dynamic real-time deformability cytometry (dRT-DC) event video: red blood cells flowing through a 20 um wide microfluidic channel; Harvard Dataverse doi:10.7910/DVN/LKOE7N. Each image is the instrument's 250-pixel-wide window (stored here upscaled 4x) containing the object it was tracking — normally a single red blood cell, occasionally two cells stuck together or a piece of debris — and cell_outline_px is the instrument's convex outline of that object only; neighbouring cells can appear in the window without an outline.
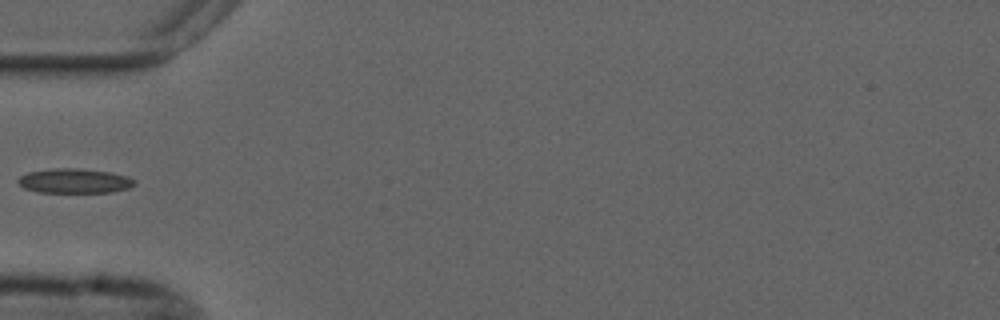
{"species": "common noctule bat (a hibernating species)", "species_latin": "Nyctalus noctula", "temperature_condition": "cold", "stored_images_in_passage": 8, "camera_frame_rate_fps": 3000, "um_per_image_px": 0.085, "animal": {"sex": "male", "forearm_length_mm": 52.5}, "frame": {"image": 1, "passage_image": 1, "time_ms": 0.0, "image_size_px": [1000, 320], "cell_outline_px": [[136, 184], [128, 188], [112, 192], [36, 192], [24, 188], [16, 180], [20, 176], [28, 172], [56, 168], [80, 168], [112, 172], [128, 176], [136, 180]], "centroid_in_image_um": [6.36, 15.37], "position_along_channel_um": 78.6, "area_um2": 16.82}}
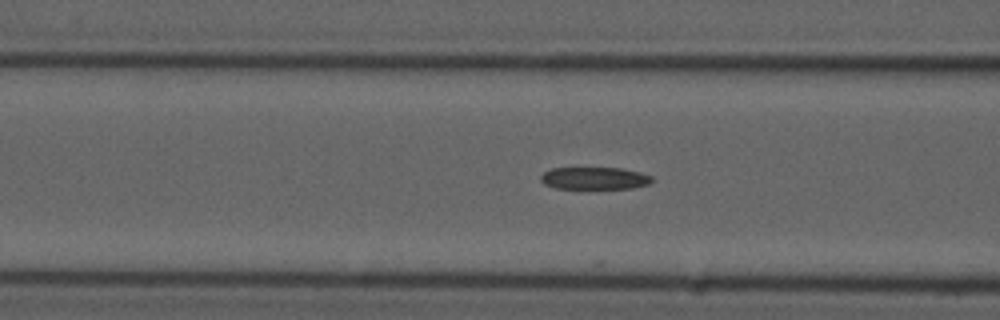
{"frame": {"image": 2, "passage_image": 4, "time_ms": 1.0, "image_size_px": [1000, 320], "cell_outline_px": [[652, 180], [648, 184], [632, 188], [556, 188], [544, 184], [540, 180], [540, 176], [544, 172], [552, 168], [620, 168], [640, 172], [652, 176]], "centroid_in_image_um": [50.51, 15.14], "position_along_channel_um": 116.1, "area_um2": 14.33}}
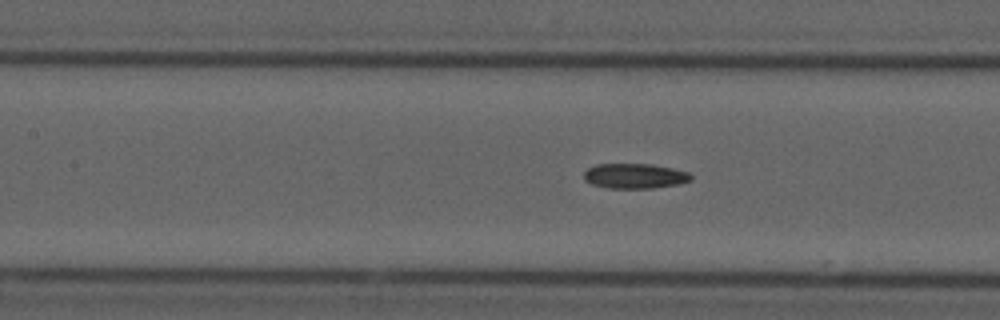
{"frame": {"image": 3, "passage_image": 7, "time_ms": 2.0, "image_size_px": [1000, 320], "cell_outline_px": [[692, 180], [680, 184], [652, 188], [608, 188], [592, 184], [584, 180], [584, 172], [588, 168], [596, 164], [652, 164], [672, 168], [688, 172], [692, 176]], "centroid_in_image_um": [53.96, 14.96], "position_along_channel_um": 153.4, "area_um2": 15.66}}